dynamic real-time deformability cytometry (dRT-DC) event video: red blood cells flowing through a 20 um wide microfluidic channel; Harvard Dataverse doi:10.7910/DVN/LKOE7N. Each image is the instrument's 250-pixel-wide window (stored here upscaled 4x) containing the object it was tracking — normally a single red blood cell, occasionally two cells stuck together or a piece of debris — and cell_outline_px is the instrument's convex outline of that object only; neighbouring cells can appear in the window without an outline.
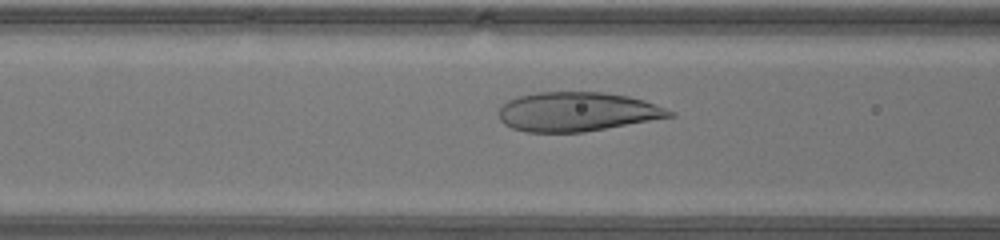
{"species": "human", "species_latin": "Homo sapiens", "temperature_condition": "warm", "stored_images_in_passage": 40, "camera_frame_rate_fps": 3000, "um_per_image_px": 0.085, "donor": {"sex": "male"}, "frame": {"image": 1, "passage_image": 13, "time_ms": 4.0, "image_size_px": [1000, 240], "cell_outline_px": [[676, 116], [584, 132], [524, 132], [512, 128], [504, 124], [500, 120], [496, 112], [508, 100], [516, 96], [536, 92], [604, 92], [628, 96], [644, 100], [676, 112]], "centroid_in_image_um": [49.04, 9.5], "position_along_channel_um": 117.6, "area_um2": 39.3}}
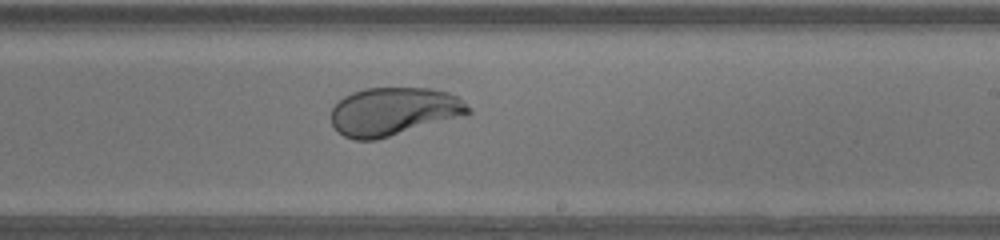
{"frame": {"image": 2, "passage_image": 22, "time_ms": 7.0, "image_size_px": [1000, 240], "cell_outline_px": [[472, 112], [376, 140], [356, 140], [344, 136], [332, 124], [332, 108], [344, 96], [352, 92], [364, 88], [428, 88], [448, 92], [460, 96]], "centroid_in_image_um": [33.44, 9.45], "position_along_channel_um": 255.6, "area_um2": 37.92}}
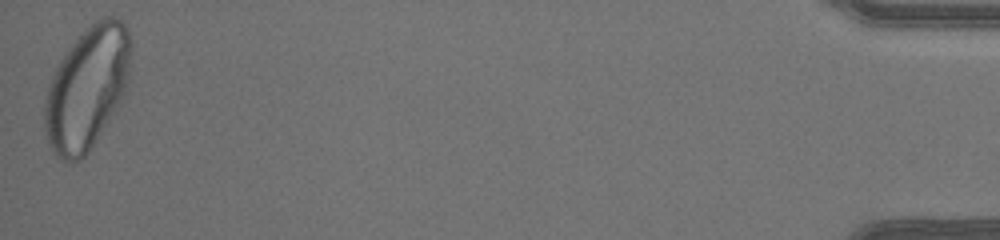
{"frame": {"image": 3, "passage_image": 40, "time_ms": 13.0, "image_size_px": [1000, 240], "cell_outline_px": [[132, 48], [128, 80], [120, 104], [88, 152], [80, 160], [68, 164], [56, 156], [52, 152], [48, 144], [44, 128], [44, 104], [48, 88], [52, 76], [56, 68], [68, 48], [100, 16], [116, 16], [128, 28], [132, 40]], "centroid_in_image_um": [7.42, 7.5], "position_along_channel_um": 427.8, "area_um2": 61.96}}